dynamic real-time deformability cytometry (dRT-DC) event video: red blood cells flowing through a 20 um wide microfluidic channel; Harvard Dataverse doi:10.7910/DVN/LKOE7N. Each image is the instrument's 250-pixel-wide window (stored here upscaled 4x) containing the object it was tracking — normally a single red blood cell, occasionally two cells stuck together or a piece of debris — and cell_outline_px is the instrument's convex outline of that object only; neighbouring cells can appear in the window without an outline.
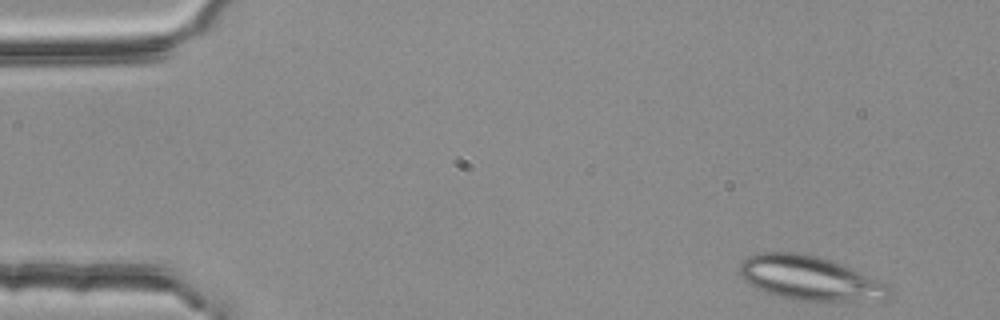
{"species": "common noctule bat (a hibernating species)", "species_latin": "Nyctalus noctula", "temperature_condition": "room temperature", "stored_images_in_passage": 49, "camera_frame_rate_fps": 3000, "um_per_image_px": 0.085, "animal": {"sex": "female", "body_mass_g": 25.1}, "frame": {"image": 1, "passage_image": 2, "time_ms": 0.333, "image_size_px": [1000, 320], "cell_outline_px": [[888, 300], [800, 300], [780, 296], [764, 292], [748, 284], [744, 280], [740, 272], [740, 264], [748, 256], [760, 252], [804, 252], [840, 264], [860, 272], [888, 284]], "centroid_in_image_um": [68.79, 23.63], "position_along_channel_um": 16.2, "area_um2": 37.97}}
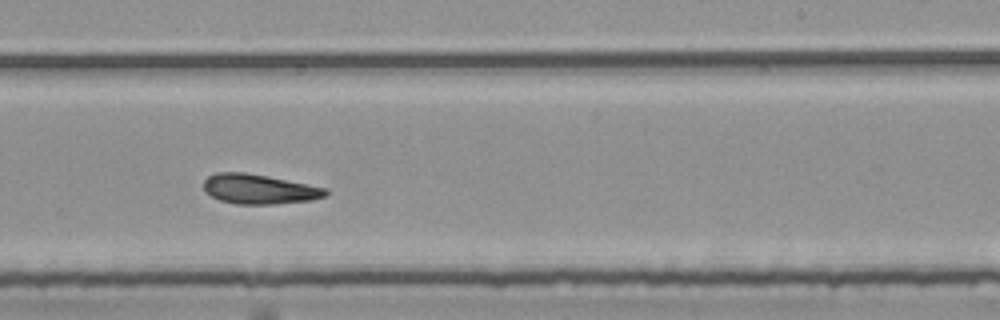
{"frame": {"image": 2, "passage_image": 31, "time_ms": 10.0, "image_size_px": [1000, 320], "cell_outline_px": [[328, 196], [312, 200], [276, 204], [236, 204], [220, 200], [204, 192], [204, 180], [208, 176], [216, 172], [244, 172], [328, 188]], "centroid_in_image_um": [22.03, 16.08], "position_along_channel_um": 267.0, "area_um2": 21.15}}
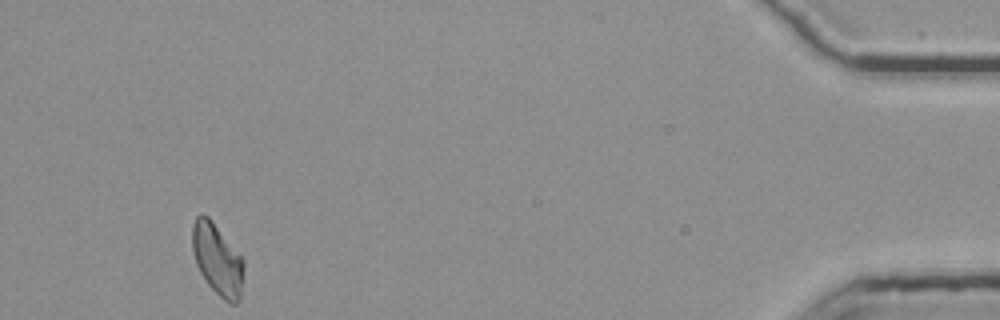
{"frame": {"image": 3, "passage_image": 49, "time_ms": 16.0, "image_size_px": [1000, 320], "cell_outline_px": [[244, 268], [240, 300], [236, 304], [228, 304], [208, 284], [200, 272], [196, 264], [192, 248], [192, 224], [196, 216], [208, 216], [244, 260]], "centroid_in_image_um": [18.48, 22.09], "position_along_channel_um": 416.7, "area_um2": 21.21}, "authors_computed_cell_mechanics": {"area_um2": 21.4438, "velocity_mm_per_s": 3.7456, "shape_relaxation_time_tau1_ms": 11.358, "shape_relaxation_time_tau2_ms": 4.5691, "deformation_change_tau1": 0.1817, "deformation_change_tau2": 0.1308}}